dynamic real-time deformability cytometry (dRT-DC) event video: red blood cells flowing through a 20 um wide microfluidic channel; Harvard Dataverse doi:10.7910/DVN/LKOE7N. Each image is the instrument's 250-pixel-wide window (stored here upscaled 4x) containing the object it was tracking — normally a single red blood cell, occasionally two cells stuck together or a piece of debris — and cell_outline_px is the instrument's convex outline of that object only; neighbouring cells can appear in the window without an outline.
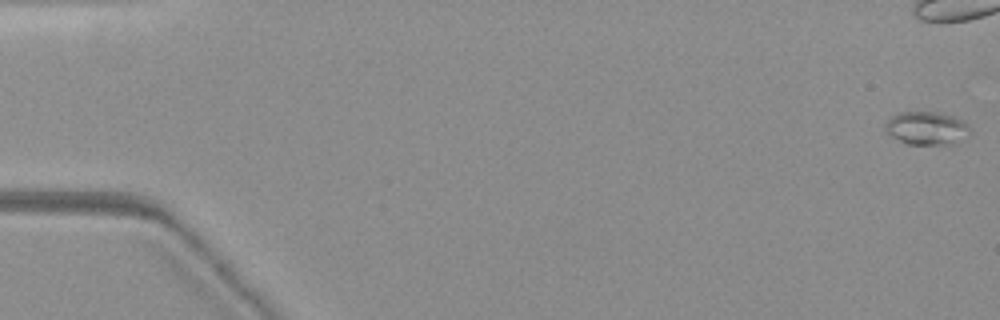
{"species": "common noctule bat (a hibernating species)", "species_latin": "Nyctalus noctula", "temperature_condition": "warm", "stored_images_in_passage": 28, "camera_frame_rate_fps": 3000, "um_per_image_px": 0.085, "animal": {"sex": "female", "body_mass_g": 19.3, "forearm_length_mm": 54.1}, "frame": {"image": 1, "passage_image": 1, "time_ms": 0.0, "image_size_px": [1000, 320], "cell_outline_px": [[972, 136], [952, 144], [908, 144], [892, 136], [884, 128], [884, 124], [892, 116], [900, 112], [936, 112], [956, 116], [964, 120], [968, 124], [972, 132]], "centroid_in_image_um": [78.86, 10.89], "position_along_channel_um": 6.1, "area_um2": 16.65}}